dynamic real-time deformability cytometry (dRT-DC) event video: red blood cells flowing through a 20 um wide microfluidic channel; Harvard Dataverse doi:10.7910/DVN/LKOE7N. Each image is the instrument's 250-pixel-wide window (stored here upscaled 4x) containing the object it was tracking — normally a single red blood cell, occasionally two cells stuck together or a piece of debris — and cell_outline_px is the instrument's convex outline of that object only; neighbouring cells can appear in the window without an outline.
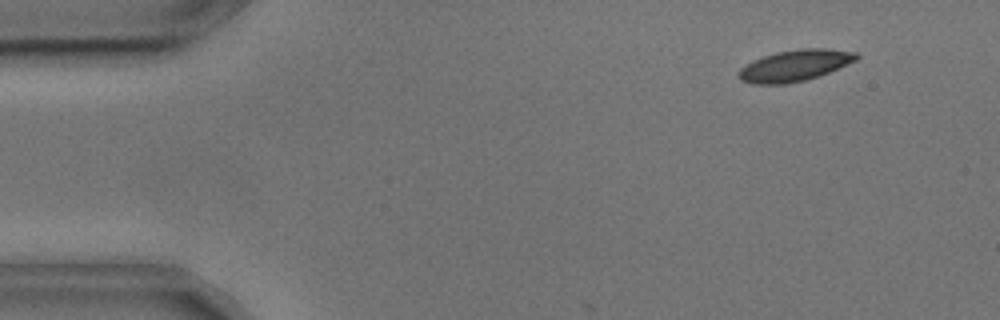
{"species": "common noctule bat (a hibernating species)", "species_latin": "Nyctalus noctula", "temperature_condition": "cold", "stored_images_in_passage": 11, "camera_frame_rate_fps": 3000, "um_per_image_px": 0.085, "animal": {"sex": "male", "body_mass_g": 17.9, "forearm_length_mm": 54.2}, "frame": {"image": 1, "passage_image": 5, "time_ms": 1.333, "image_size_px": [1000, 320], "cell_outline_px": [[860, 56], [856, 60], [828, 72], [804, 80], [784, 84], [752, 84], [740, 80], [736, 76], [740, 68], [752, 60], [776, 52], [800, 48], [824, 48], [856, 52]], "centroid_in_image_um": [67.51, 5.56], "position_along_channel_um": 17.5, "area_um2": 21.39}}